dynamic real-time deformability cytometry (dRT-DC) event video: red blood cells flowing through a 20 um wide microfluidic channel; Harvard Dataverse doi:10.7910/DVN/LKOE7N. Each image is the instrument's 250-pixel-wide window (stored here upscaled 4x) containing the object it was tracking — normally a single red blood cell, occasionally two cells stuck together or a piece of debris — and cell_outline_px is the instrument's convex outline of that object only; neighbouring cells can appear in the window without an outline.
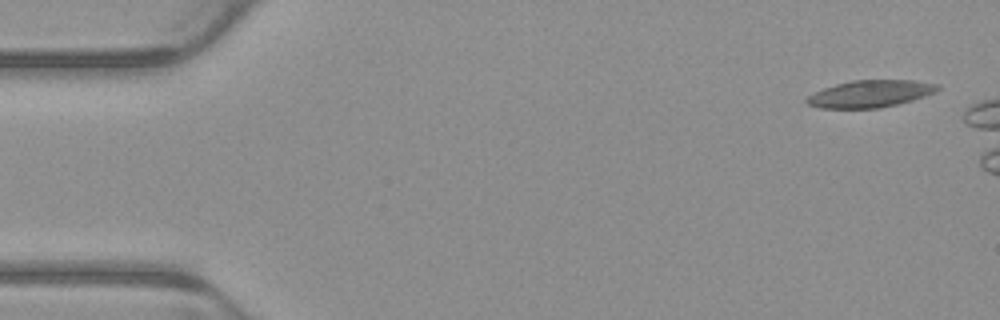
{"species": "common noctule bat (a hibernating species)", "species_latin": "Nyctalus noctula", "temperature_condition": "warm", "stored_images_in_passage": 6, "camera_frame_rate_fps": 3000, "um_per_image_px": 0.085, "animal": {"sex": "male", "body_mass_g": 23.1, "forearm_length_mm": 52.7}, "frame": {"image": 1, "passage_image": 1, "time_ms": 0.0, "image_size_px": [1000, 320], "cell_outline_px": [[940, 88], [936, 92], [912, 100], [880, 108], [820, 108], [808, 104], [804, 100], [808, 96], [824, 88], [836, 84], [852, 80], [912, 80], [940, 84]], "centroid_in_image_um": [73.99, 7.96], "position_along_channel_um": 11.0, "area_um2": 20.58}}
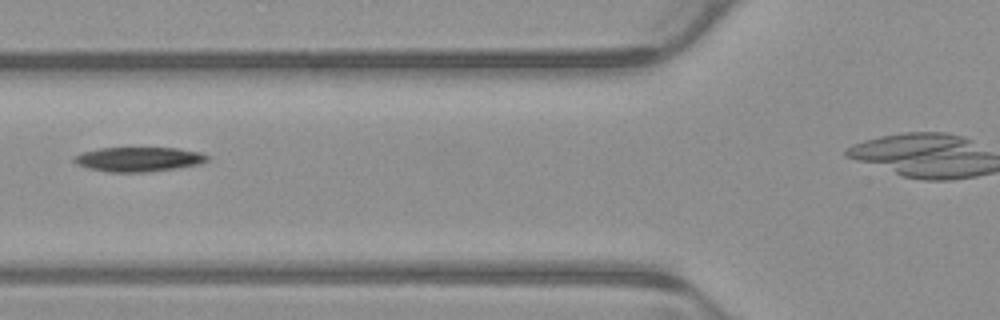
{"frame": {"image": 2, "passage_image": 6, "time_ms": 1.667, "image_size_px": [1000, 320], "cell_outline_px": [[208, 160], [200, 164], [176, 168], [144, 172], [108, 172], [88, 168], [76, 164], [72, 160], [72, 156], [80, 152], [100, 148], [180, 148], [200, 152], [208, 156]], "centroid_in_image_um": [11.73, 13.53], "position_along_channel_um": 114.1, "area_um2": 19.13}}